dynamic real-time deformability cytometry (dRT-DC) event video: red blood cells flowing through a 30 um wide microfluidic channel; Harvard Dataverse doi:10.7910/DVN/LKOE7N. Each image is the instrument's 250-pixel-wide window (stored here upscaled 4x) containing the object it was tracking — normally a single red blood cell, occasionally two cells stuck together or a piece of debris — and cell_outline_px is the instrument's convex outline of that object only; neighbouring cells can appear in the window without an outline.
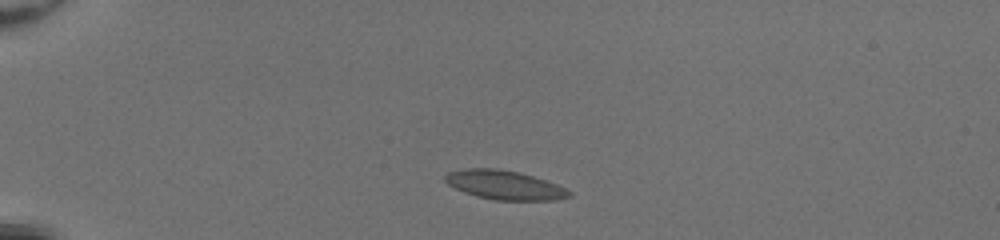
{"species": "common noctule bat (a hibernating species)", "species_latin": "Nyctalus noctula", "temperature_condition": "room temperature", "stored_images_in_passage": 32, "camera_frame_rate_fps": 3000, "um_per_image_px": 0.085, "animal": {"sex": "female", "body_mass_g": 20.0, "forearm_length_mm": 54.0}, "frame": {"image": 1, "passage_image": 1, "time_ms": 0.0, "image_size_px": [1000, 240], "cell_outline_px": [[560, 196], [528, 200], [508, 200], [484, 196], [460, 188], [456, 184], [460, 172], [512, 172], [536, 180]], "centroid_in_image_um": [42.82, 15.8], "position_along_channel_um": 42.2, "area_um2": 14.8}}
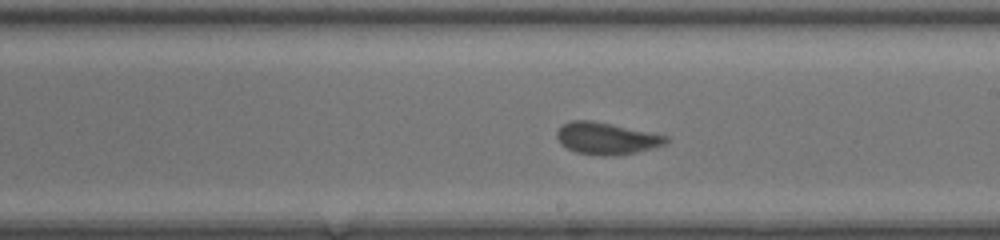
{"frame": {"image": 2, "passage_image": 19, "time_ms": 6.0, "image_size_px": [1000, 240], "cell_outline_px": [[664, 140], [652, 144], [624, 152], [588, 152], [572, 148], [564, 144], [560, 136], [560, 128], [568, 124], [600, 124], [656, 136]], "centroid_in_image_um": [51.35, 11.76], "position_along_channel_um": 237.7, "area_um2": 15.09}}
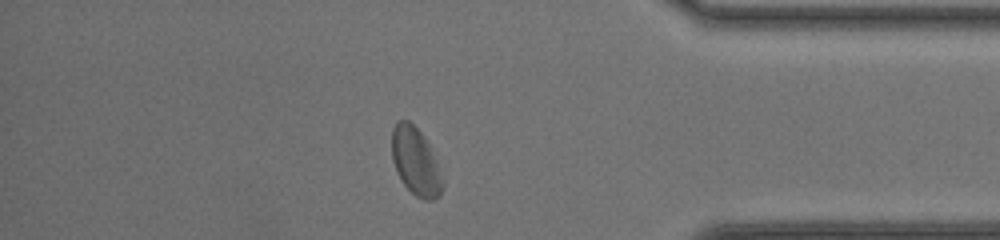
{"frame": {"image": 3, "passage_image": 32, "time_ms": 10.333, "image_size_px": [1000, 240], "cell_outline_px": [[424, 196], [420, 196], [400, 176], [396, 168], [392, 152], [392, 136], [396, 124], [408, 124], [416, 132], [420, 144]], "centroid_in_image_um": [34.69, 13.31], "position_along_channel_um": 400.5, "area_um2": 11.33}}